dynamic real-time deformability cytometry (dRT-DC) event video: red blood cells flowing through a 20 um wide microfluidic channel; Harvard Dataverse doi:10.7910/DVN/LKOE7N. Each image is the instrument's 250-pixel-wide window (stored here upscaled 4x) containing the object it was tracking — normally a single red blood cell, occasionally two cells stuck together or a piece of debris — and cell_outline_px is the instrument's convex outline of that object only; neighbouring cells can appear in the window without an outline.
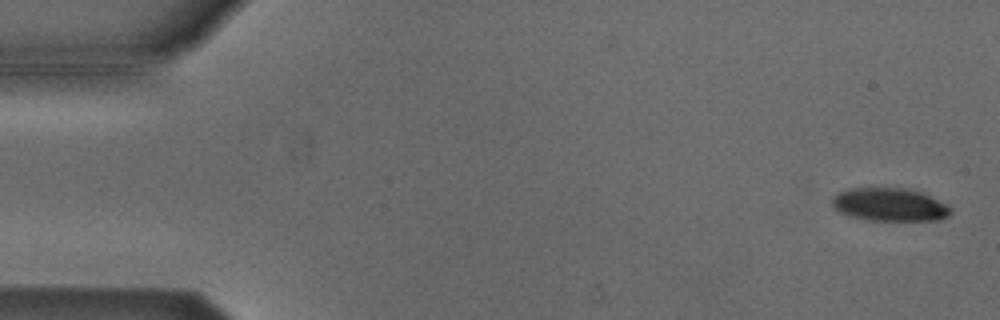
{"species": "Egyptian fruit bat (a non-hibernating species)", "species_latin": "Rousettus aegyptiacus", "temperature_condition": "cold", "stored_images_in_passage": 6, "camera_frame_rate_fps": 3000, "um_per_image_px": 0.085, "animal": {"sex": "male"}, "frame": {"image": 1, "passage_image": 1, "time_ms": 0.0, "image_size_px": [1000, 320], "cell_outline_px": [[952, 212], [948, 216], [940, 220], [872, 220], [848, 216], [840, 212], [832, 204], [832, 196], [836, 192], [848, 188], [872, 184], [908, 188], [924, 192], [948, 204], [952, 208]], "centroid_in_image_um": [75.61, 17.32], "position_along_channel_um": 9.4, "area_um2": 24.1}}
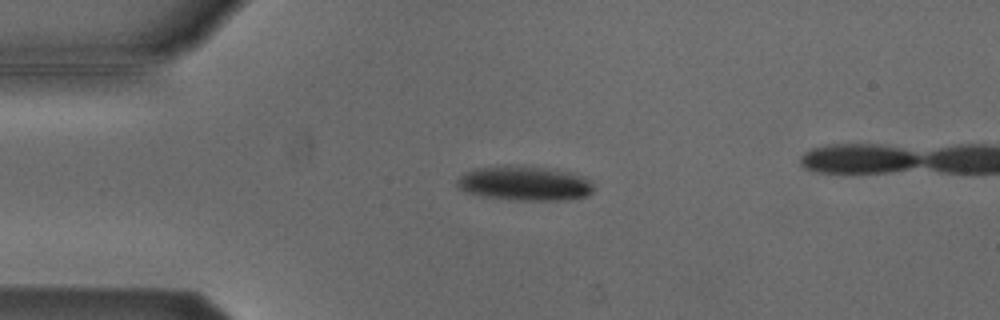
{"frame": {"image": 2, "passage_image": 4, "time_ms": 1.0, "image_size_px": [1000, 320], "cell_outline_px": [[592, 192], [588, 196], [568, 200], [508, 200], [480, 196], [464, 192], [456, 188], [456, 180], [464, 172], [476, 168], [504, 164], [508, 164], [548, 168], [568, 172], [584, 176], [592, 180]], "centroid_in_image_um": [44.54, 15.58], "position_along_channel_um": 40.5, "area_um2": 28.21}}